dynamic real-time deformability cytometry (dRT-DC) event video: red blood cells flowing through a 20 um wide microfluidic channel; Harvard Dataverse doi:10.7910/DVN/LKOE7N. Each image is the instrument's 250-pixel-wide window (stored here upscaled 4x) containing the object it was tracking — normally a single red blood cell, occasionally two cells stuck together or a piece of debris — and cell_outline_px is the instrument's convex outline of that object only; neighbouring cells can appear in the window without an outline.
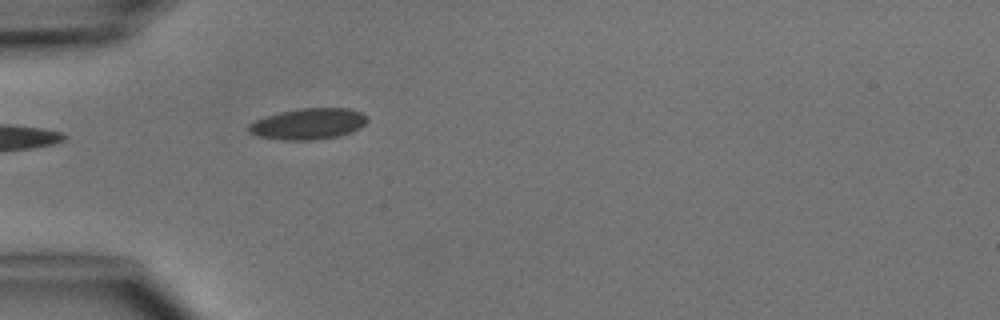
{"species": "common noctule bat (a hibernating species)", "species_latin": "Nyctalus noctula", "temperature_condition": "cold", "stored_images_in_passage": 4, "camera_frame_rate_fps": 3000, "um_per_image_px": 0.085, "animal": {"sex": "male", "body_mass_g": 15.6}, "frame": {"image": 1, "passage_image": 4, "time_ms": 3.333, "image_size_px": [1000, 320], "cell_outline_px": [[368, 120], [360, 128], [352, 132], [340, 136], [312, 140], [284, 140], [260, 136], [248, 132], [248, 124], [256, 120], [280, 112], [300, 108], [348, 108], [360, 112], [368, 116]], "centroid_in_image_um": [26.24, 10.53], "position_along_channel_um": 58.8, "area_um2": 21.44}}